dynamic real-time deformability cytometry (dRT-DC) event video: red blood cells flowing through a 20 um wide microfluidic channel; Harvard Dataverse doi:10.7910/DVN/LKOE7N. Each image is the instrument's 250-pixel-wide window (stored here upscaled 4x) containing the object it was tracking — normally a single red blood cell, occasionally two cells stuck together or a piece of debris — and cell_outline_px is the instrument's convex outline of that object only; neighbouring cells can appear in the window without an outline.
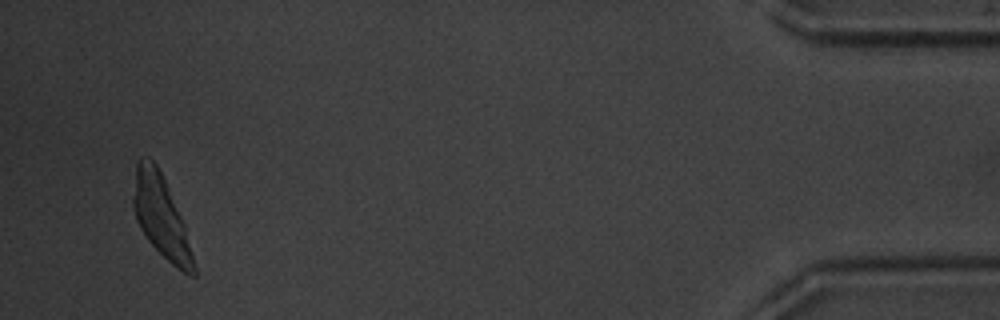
{"species": "common noctule bat (a hibernating species)", "species_latin": "Nyctalus noctula", "temperature_condition": "warm", "stored_images_in_passage": 38, "camera_frame_rate_fps": 3000, "um_per_image_px": 0.085, "animal": {"sex": "male", "body_mass_g": 20.1, "forearm_length_mm": 53.5}, "frame": {"image": 1, "passage_image": 36, "time_ms": 11.667, "image_size_px": [1000, 320], "cell_outline_px": [[196, 276], [192, 276], [176, 268], [148, 240], [140, 228], [136, 220], [132, 208], [132, 196], [136, 164], [140, 156], [148, 156], [156, 164], [164, 180], [184, 224], [196, 268]], "centroid_in_image_um": [13.65, 18.39], "position_along_channel_um": 421.6, "area_um2": 28.44}}